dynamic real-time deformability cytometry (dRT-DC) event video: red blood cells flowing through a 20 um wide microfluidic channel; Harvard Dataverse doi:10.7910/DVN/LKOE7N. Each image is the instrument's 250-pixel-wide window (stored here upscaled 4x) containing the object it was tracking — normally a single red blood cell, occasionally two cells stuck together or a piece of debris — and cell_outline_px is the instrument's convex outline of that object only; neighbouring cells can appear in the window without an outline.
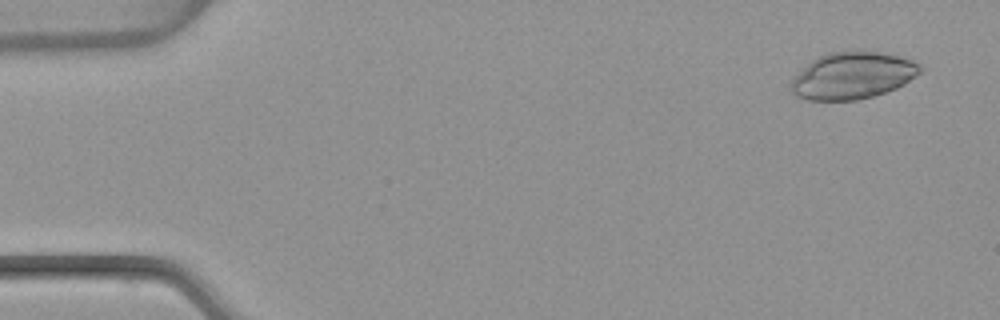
{"species": "common noctule bat (a hibernating species)", "species_latin": "Nyctalus noctula", "temperature_condition": "warm", "stored_images_in_passage": 53, "camera_frame_rate_fps": 3000, "um_per_image_px": 0.085, "animal": {"sex": "female", "body_mass_g": 22.7, "forearm_length_mm": 54.2}, "frame": {"image": 1, "passage_image": 3, "time_ms": 0.667, "image_size_px": [1000, 320], "cell_outline_px": [[924, 68], [916, 76], [904, 84], [896, 88], [872, 96], [856, 100], [808, 100], [796, 96], [788, 88], [788, 84], [792, 76], [812, 60], [828, 52], [860, 48], [900, 56], [912, 60], [920, 64]], "centroid_in_image_um": [72.44, 6.39], "position_along_channel_um": 12.6, "area_um2": 36.13}}
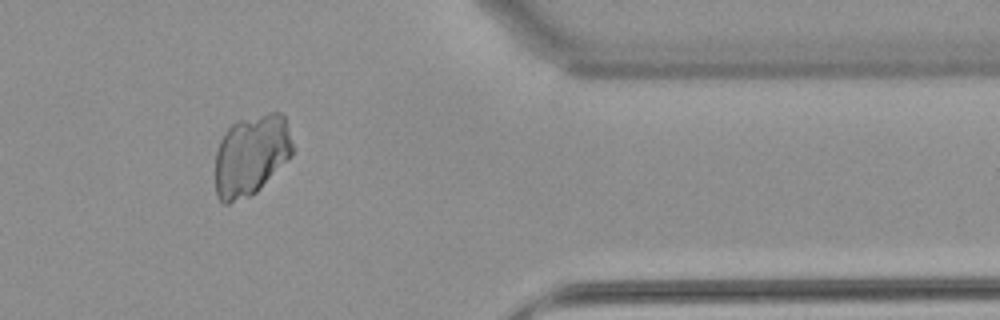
{"frame": {"image": 2, "passage_image": 44, "time_ms": 14.333, "image_size_px": [1000, 320], "cell_outline_px": [[292, 156], [256, 192], [248, 196], [228, 204], [224, 204], [216, 196], [216, 152], [220, 140], [224, 132], [232, 124], [240, 120], [268, 112], [280, 112], [284, 116], [288, 128], [292, 144]], "centroid_in_image_um": [21.34, 13.19], "position_along_channel_um": 390.1, "area_um2": 36.3}}